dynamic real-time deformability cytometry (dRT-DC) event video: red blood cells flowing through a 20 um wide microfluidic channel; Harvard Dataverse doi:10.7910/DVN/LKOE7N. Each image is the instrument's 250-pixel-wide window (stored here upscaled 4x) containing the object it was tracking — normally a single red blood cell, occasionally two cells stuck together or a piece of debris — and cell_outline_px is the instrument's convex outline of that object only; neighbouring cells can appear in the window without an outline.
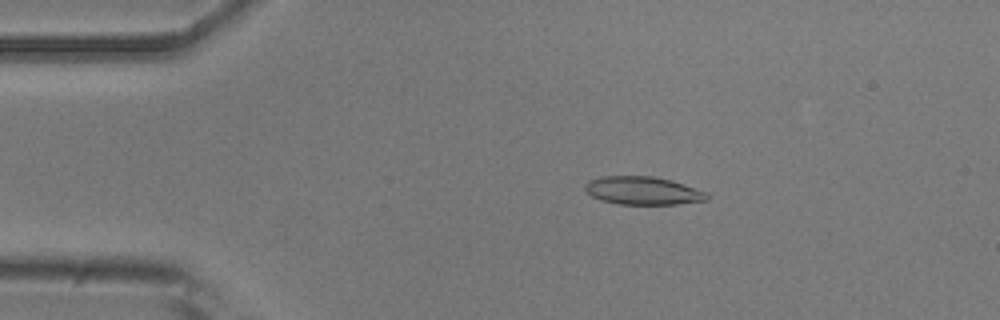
{"species": "common noctule bat (a hibernating species)", "species_latin": "Nyctalus noctula", "temperature_condition": "room temperature", "stored_images_in_passage": 53, "camera_frame_rate_fps": 3000, "um_per_image_px": 0.085, "animal": {"sex": "male", "body_mass_g": 20.5, "forearm_length_mm": 52.5}, "frame": {"image": 1, "passage_image": 9, "time_ms": 2.667, "image_size_px": [1000, 320], "cell_outline_px": [[708, 200], [676, 204], [620, 204], [600, 200], [592, 196], [584, 188], [584, 184], [588, 180], [600, 176], [652, 176], [672, 180], [708, 192]], "centroid_in_image_um": [54.64, 16.2], "position_along_channel_um": 30.4, "area_um2": 20.06}}
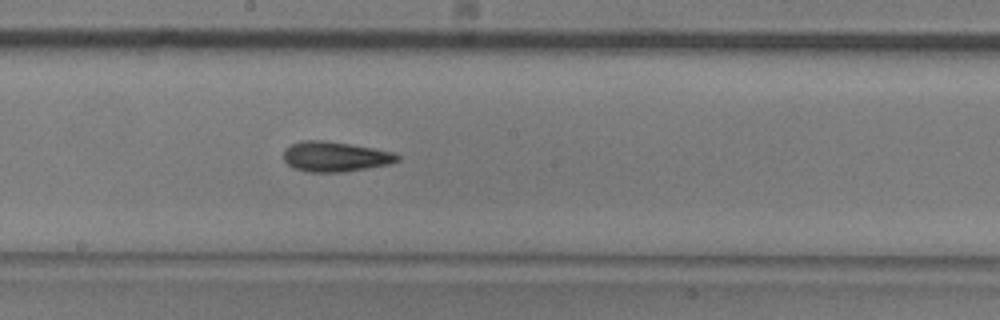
{"frame": {"image": 2, "passage_image": 28, "time_ms": 9.0, "image_size_px": [1000, 320], "cell_outline_px": [[400, 160], [388, 164], [344, 172], [308, 172], [296, 168], [288, 164], [284, 160], [284, 152], [292, 144], [304, 140], [324, 140], [376, 148], [392, 152], [400, 156]], "centroid_in_image_um": [28.51, 13.31], "position_along_channel_um": 219.7, "area_um2": 19.77}}
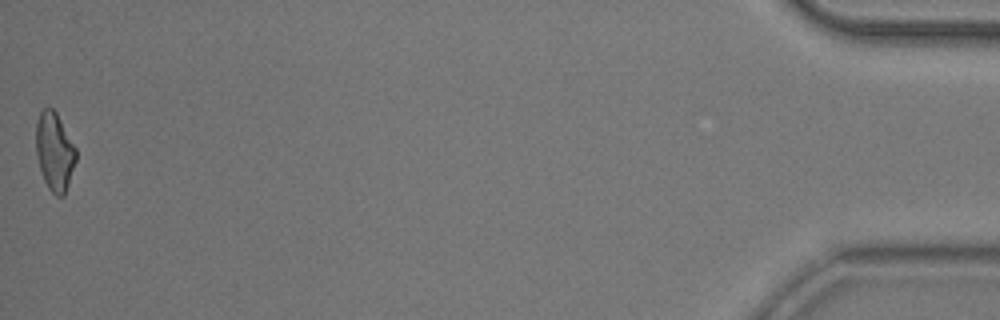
{"frame": {"image": 3, "passage_image": 53, "time_ms": 17.333, "image_size_px": [1000, 320], "cell_outline_px": [[76, 160], [64, 196], [56, 196], [48, 188], [44, 180], [36, 156], [36, 124], [40, 112], [44, 108], [52, 108], [56, 112], [76, 148]], "centroid_in_image_um": [4.63, 12.89], "position_along_channel_um": 430.6, "area_um2": 18.09}, "authors_computed_cell_mechanics": {"area_um2": 19.1896, "velocity_mm_per_s": 3.715, "shape_relaxation_time_tau1_ms": 5.4045, "shape_relaxation_time_tau2_ms": 4.73, "deformation_change_tau1": 0.1626, "deformation_change_tau2": 0.1456}}